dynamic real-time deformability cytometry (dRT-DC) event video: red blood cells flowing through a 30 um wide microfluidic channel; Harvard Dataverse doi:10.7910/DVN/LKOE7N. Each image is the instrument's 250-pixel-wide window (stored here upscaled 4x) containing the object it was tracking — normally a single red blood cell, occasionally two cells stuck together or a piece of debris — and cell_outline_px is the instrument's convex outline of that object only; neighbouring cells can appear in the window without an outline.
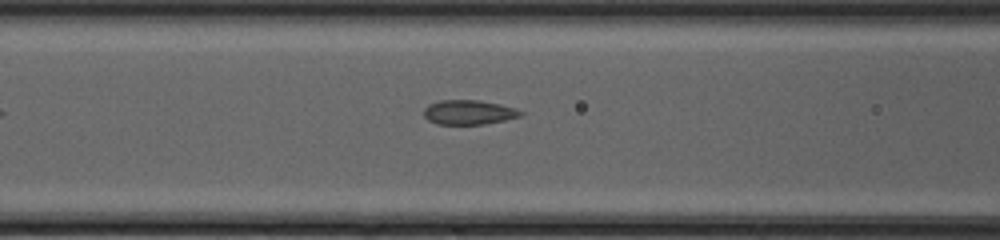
{"species": "common noctule bat (a hibernating species)", "species_latin": "Nyctalus noctula", "temperature_condition": "cold", "stored_images_in_passage": 7, "camera_frame_rate_fps": 3000, "um_per_image_px": 0.085, "animal": {"sex": "female", "body_mass_g": 20.0, "forearm_length_mm": 54.0}, "frame": {"image": 1, "passage_image": 5, "time_ms": 1.333, "image_size_px": [1000, 240], "cell_outline_px": [[524, 116], [484, 124], [436, 124], [428, 120], [424, 116], [424, 108], [428, 104], [440, 100], [480, 100], [500, 104], [516, 108], [524, 112]], "centroid_in_image_um": [39.87, 9.54], "position_along_channel_um": 126.7, "area_um2": 13.99}}